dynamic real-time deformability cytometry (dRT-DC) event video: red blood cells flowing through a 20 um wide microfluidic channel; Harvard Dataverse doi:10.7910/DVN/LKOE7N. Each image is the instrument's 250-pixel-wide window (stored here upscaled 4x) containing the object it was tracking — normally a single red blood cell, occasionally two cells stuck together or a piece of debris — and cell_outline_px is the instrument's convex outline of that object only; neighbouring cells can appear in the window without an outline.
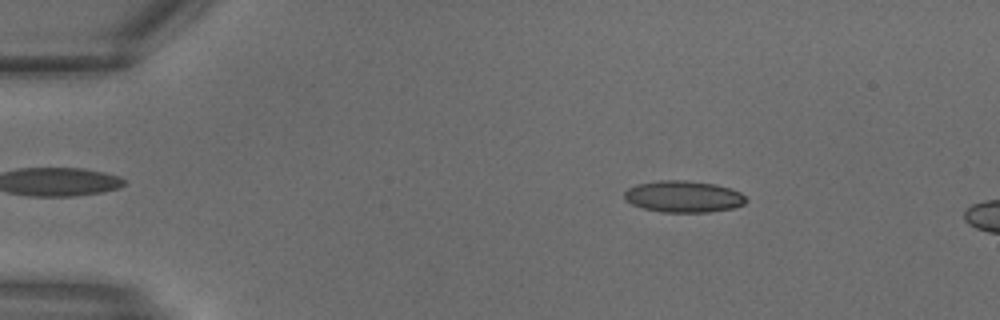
{"species": "common noctule bat (a hibernating species)", "species_latin": "Nyctalus noctula", "temperature_condition": "warm", "stored_images_in_passage": 5, "camera_frame_rate_fps": 3000, "um_per_image_px": 0.085, "animal": {"sex": "male", "body_mass_g": 18.8}, "frame": {"image": 1, "passage_image": 2, "time_ms": 0.333, "image_size_px": [1000, 320], "cell_outline_px": [[748, 200], [744, 204], [732, 208], [708, 212], [660, 212], [644, 208], [632, 204], [624, 200], [624, 192], [628, 188], [636, 184], [660, 180], [688, 180], [716, 184], [740, 192]], "centroid_in_image_um": [58.07, 16.7], "position_along_channel_um": 26.9, "area_um2": 22.48}}